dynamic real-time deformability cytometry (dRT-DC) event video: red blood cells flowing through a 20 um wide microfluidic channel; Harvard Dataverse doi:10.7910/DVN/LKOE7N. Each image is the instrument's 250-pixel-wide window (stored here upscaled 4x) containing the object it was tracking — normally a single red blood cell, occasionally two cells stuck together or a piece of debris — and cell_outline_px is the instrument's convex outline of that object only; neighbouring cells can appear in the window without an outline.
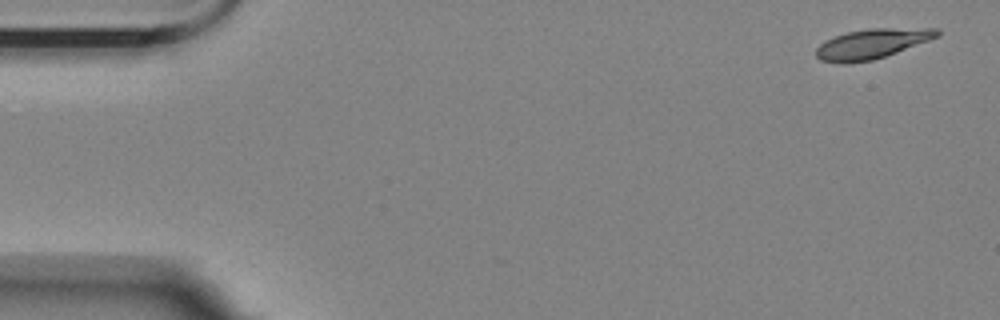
{"species": "Egyptian fruit bat (a non-hibernating species)", "species_latin": "Rousettus aegyptiacus", "temperature_condition": "room temperature", "stored_images_in_passage": 56, "camera_frame_rate_fps": 3000, "um_per_image_px": 0.085, "animal": {"sex": "female"}, "frame": {"image": 1, "passage_image": 1, "time_ms": 0.0, "image_size_px": [1000, 320], "cell_outline_px": [[940, 36], [896, 52], [872, 60], [820, 60], [816, 56], [816, 48], [824, 40], [848, 32], [868, 28], [940, 28]], "centroid_in_image_um": [74.19, 3.66], "position_along_channel_um": 10.8, "area_um2": 20.23}}
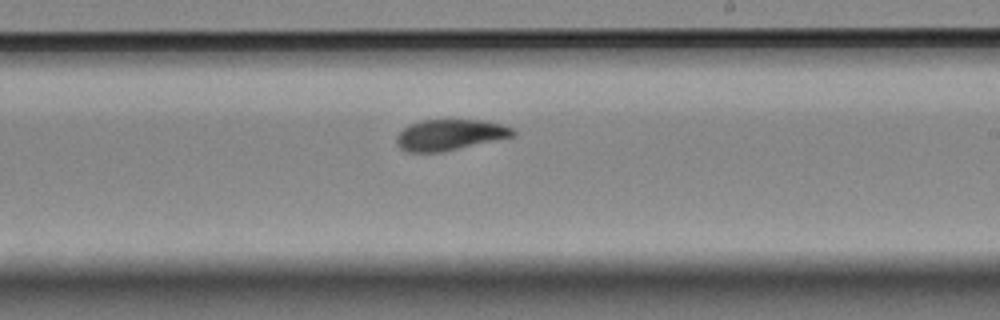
{"frame": {"image": 2, "passage_image": 32, "time_ms": 10.333, "image_size_px": [1000, 320], "cell_outline_px": [[516, 136], [444, 152], [408, 152], [400, 148], [396, 144], [396, 136], [408, 124], [420, 120], [480, 120], [500, 124], [512, 128], [516, 132]], "centroid_in_image_um": [38.23, 11.47], "position_along_channel_um": 250.8, "area_um2": 21.15}}
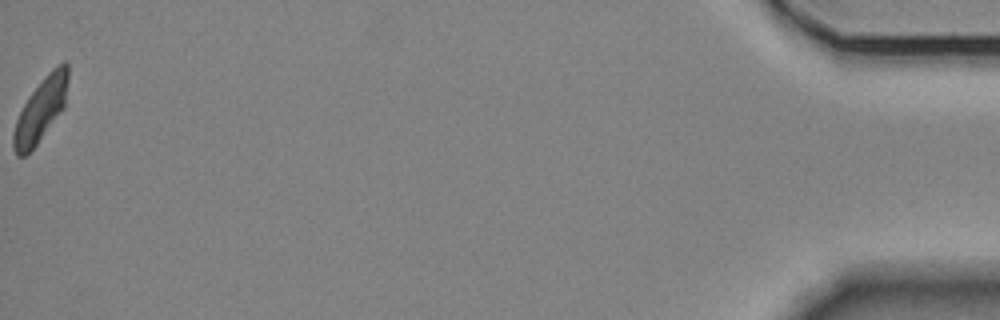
{"frame": {"image": 3, "passage_image": 56, "time_ms": 18.333, "image_size_px": [1000, 320], "cell_outline_px": [[68, 80], [64, 108], [36, 144], [24, 156], [16, 156], [12, 148], [12, 132], [16, 120], [28, 96], [44, 76], [56, 64], [64, 60], [68, 64]], "centroid_in_image_um": [3.46, 9.29], "position_along_channel_um": 431.7, "area_um2": 20.23}, "authors_computed_cell_mechanics": {"area_um2": 21.4149, "velocity_mm_per_s": 3.484, "shape_relaxation_time_tau1_ms": 3.6073, "shape_relaxation_time_tau2_ms": 3.0559, "deformation_change_tau1": 0.1359, "deformation_change_tau2": 0.0686}}